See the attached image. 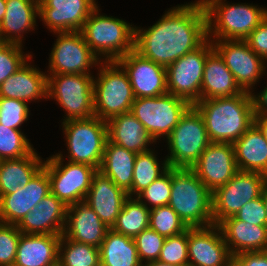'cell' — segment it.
Returning <instances> with one entry per match:
<instances>
[{"mask_svg": "<svg viewBox=\"0 0 267 266\" xmlns=\"http://www.w3.org/2000/svg\"><path fill=\"white\" fill-rule=\"evenodd\" d=\"M208 22L201 1L171 9L148 30L135 27L134 50L164 67L208 40Z\"/></svg>", "mask_w": 267, "mask_h": 266, "instance_id": "1", "label": "cell"}, {"mask_svg": "<svg viewBox=\"0 0 267 266\" xmlns=\"http://www.w3.org/2000/svg\"><path fill=\"white\" fill-rule=\"evenodd\" d=\"M194 106L204 119L211 142L233 144L254 124L252 93L249 92L200 100Z\"/></svg>", "mask_w": 267, "mask_h": 266, "instance_id": "2", "label": "cell"}, {"mask_svg": "<svg viewBox=\"0 0 267 266\" xmlns=\"http://www.w3.org/2000/svg\"><path fill=\"white\" fill-rule=\"evenodd\" d=\"M168 205L187 227L213 224L212 192L187 168H172V187Z\"/></svg>", "mask_w": 267, "mask_h": 266, "instance_id": "3", "label": "cell"}, {"mask_svg": "<svg viewBox=\"0 0 267 266\" xmlns=\"http://www.w3.org/2000/svg\"><path fill=\"white\" fill-rule=\"evenodd\" d=\"M97 12L98 7L89 15L81 30L92 52L96 56L100 53L106 55V61H117L133 51L135 28L124 20L99 16Z\"/></svg>", "mask_w": 267, "mask_h": 266, "instance_id": "4", "label": "cell"}, {"mask_svg": "<svg viewBox=\"0 0 267 266\" xmlns=\"http://www.w3.org/2000/svg\"><path fill=\"white\" fill-rule=\"evenodd\" d=\"M93 80L94 114L101 120L131 112L135 96L128 75L117 61H105ZM119 68H122L121 70Z\"/></svg>", "mask_w": 267, "mask_h": 266, "instance_id": "5", "label": "cell"}, {"mask_svg": "<svg viewBox=\"0 0 267 266\" xmlns=\"http://www.w3.org/2000/svg\"><path fill=\"white\" fill-rule=\"evenodd\" d=\"M202 2L207 16L208 35L213 32L214 37L219 38L217 40H245L267 16L266 9L253 5H229L222 3V0ZM213 17L216 18L214 24Z\"/></svg>", "mask_w": 267, "mask_h": 266, "instance_id": "6", "label": "cell"}, {"mask_svg": "<svg viewBox=\"0 0 267 266\" xmlns=\"http://www.w3.org/2000/svg\"><path fill=\"white\" fill-rule=\"evenodd\" d=\"M167 139L171 151L166 158L169 168L190 169L211 143L204 119L194 105L182 115Z\"/></svg>", "mask_w": 267, "mask_h": 266, "instance_id": "7", "label": "cell"}, {"mask_svg": "<svg viewBox=\"0 0 267 266\" xmlns=\"http://www.w3.org/2000/svg\"><path fill=\"white\" fill-rule=\"evenodd\" d=\"M69 149L68 162L86 164L100 169L108 139L107 124L97 116L63 122Z\"/></svg>", "mask_w": 267, "mask_h": 266, "instance_id": "8", "label": "cell"}, {"mask_svg": "<svg viewBox=\"0 0 267 266\" xmlns=\"http://www.w3.org/2000/svg\"><path fill=\"white\" fill-rule=\"evenodd\" d=\"M49 76H47V98H55L66 110L67 117L64 121L95 116L94 79L90 74L50 73Z\"/></svg>", "mask_w": 267, "mask_h": 266, "instance_id": "9", "label": "cell"}, {"mask_svg": "<svg viewBox=\"0 0 267 266\" xmlns=\"http://www.w3.org/2000/svg\"><path fill=\"white\" fill-rule=\"evenodd\" d=\"M62 160L61 154L55 155L43 167L48 173L51 193L68 207L85 200L98 169L73 162L63 166Z\"/></svg>", "mask_w": 267, "mask_h": 266, "instance_id": "10", "label": "cell"}, {"mask_svg": "<svg viewBox=\"0 0 267 266\" xmlns=\"http://www.w3.org/2000/svg\"><path fill=\"white\" fill-rule=\"evenodd\" d=\"M207 40L196 50L185 54L166 67L167 91L195 105L201 100V86L207 55L214 49ZM211 43V44H210Z\"/></svg>", "mask_w": 267, "mask_h": 266, "instance_id": "11", "label": "cell"}, {"mask_svg": "<svg viewBox=\"0 0 267 266\" xmlns=\"http://www.w3.org/2000/svg\"><path fill=\"white\" fill-rule=\"evenodd\" d=\"M191 105L173 94L158 97L135 98L131 113L142 123L154 140L168 137ZM158 138V139H157Z\"/></svg>", "mask_w": 267, "mask_h": 266, "instance_id": "12", "label": "cell"}, {"mask_svg": "<svg viewBox=\"0 0 267 266\" xmlns=\"http://www.w3.org/2000/svg\"><path fill=\"white\" fill-rule=\"evenodd\" d=\"M267 176L260 172L238 171L212 193L213 224L234 216L247 202L262 195Z\"/></svg>", "mask_w": 267, "mask_h": 266, "instance_id": "13", "label": "cell"}, {"mask_svg": "<svg viewBox=\"0 0 267 266\" xmlns=\"http://www.w3.org/2000/svg\"><path fill=\"white\" fill-rule=\"evenodd\" d=\"M50 56L52 74H89L88 68L99 60L81 31L59 32Z\"/></svg>", "mask_w": 267, "mask_h": 266, "instance_id": "14", "label": "cell"}, {"mask_svg": "<svg viewBox=\"0 0 267 266\" xmlns=\"http://www.w3.org/2000/svg\"><path fill=\"white\" fill-rule=\"evenodd\" d=\"M212 44L233 74L237 85L242 91L251 93L249 89L265 69V60L256 55L245 40H218Z\"/></svg>", "mask_w": 267, "mask_h": 266, "instance_id": "15", "label": "cell"}, {"mask_svg": "<svg viewBox=\"0 0 267 266\" xmlns=\"http://www.w3.org/2000/svg\"><path fill=\"white\" fill-rule=\"evenodd\" d=\"M190 169L213 193L239 171L233 144L211 142Z\"/></svg>", "mask_w": 267, "mask_h": 266, "instance_id": "16", "label": "cell"}, {"mask_svg": "<svg viewBox=\"0 0 267 266\" xmlns=\"http://www.w3.org/2000/svg\"><path fill=\"white\" fill-rule=\"evenodd\" d=\"M128 75L135 98L158 97L168 93L166 67L130 51L117 60Z\"/></svg>", "mask_w": 267, "mask_h": 266, "instance_id": "17", "label": "cell"}, {"mask_svg": "<svg viewBox=\"0 0 267 266\" xmlns=\"http://www.w3.org/2000/svg\"><path fill=\"white\" fill-rule=\"evenodd\" d=\"M188 258L189 266H231V254L218 225L188 227Z\"/></svg>", "mask_w": 267, "mask_h": 266, "instance_id": "18", "label": "cell"}, {"mask_svg": "<svg viewBox=\"0 0 267 266\" xmlns=\"http://www.w3.org/2000/svg\"><path fill=\"white\" fill-rule=\"evenodd\" d=\"M49 193L50 180L47 171L42 167L24 187L0 196V222L17 225Z\"/></svg>", "mask_w": 267, "mask_h": 266, "instance_id": "19", "label": "cell"}, {"mask_svg": "<svg viewBox=\"0 0 267 266\" xmlns=\"http://www.w3.org/2000/svg\"><path fill=\"white\" fill-rule=\"evenodd\" d=\"M96 7L94 0H42L38 15L55 33L81 31Z\"/></svg>", "mask_w": 267, "mask_h": 266, "instance_id": "20", "label": "cell"}, {"mask_svg": "<svg viewBox=\"0 0 267 266\" xmlns=\"http://www.w3.org/2000/svg\"><path fill=\"white\" fill-rule=\"evenodd\" d=\"M128 193L118 187L108 176L97 170L84 200L100 217V220L112 228L123 208Z\"/></svg>", "mask_w": 267, "mask_h": 266, "instance_id": "21", "label": "cell"}, {"mask_svg": "<svg viewBox=\"0 0 267 266\" xmlns=\"http://www.w3.org/2000/svg\"><path fill=\"white\" fill-rule=\"evenodd\" d=\"M66 210L67 206L49 193L16 226L23 234L62 235L66 224Z\"/></svg>", "mask_w": 267, "mask_h": 266, "instance_id": "22", "label": "cell"}, {"mask_svg": "<svg viewBox=\"0 0 267 266\" xmlns=\"http://www.w3.org/2000/svg\"><path fill=\"white\" fill-rule=\"evenodd\" d=\"M109 229L86 202L67 207L64 237L99 248Z\"/></svg>", "mask_w": 267, "mask_h": 266, "instance_id": "23", "label": "cell"}, {"mask_svg": "<svg viewBox=\"0 0 267 266\" xmlns=\"http://www.w3.org/2000/svg\"><path fill=\"white\" fill-rule=\"evenodd\" d=\"M218 226L231 256L242 252L267 251V226L249 224L235 216L225 218Z\"/></svg>", "mask_w": 267, "mask_h": 266, "instance_id": "24", "label": "cell"}, {"mask_svg": "<svg viewBox=\"0 0 267 266\" xmlns=\"http://www.w3.org/2000/svg\"><path fill=\"white\" fill-rule=\"evenodd\" d=\"M61 235L21 233L14 266H48L58 260Z\"/></svg>", "mask_w": 267, "mask_h": 266, "instance_id": "25", "label": "cell"}, {"mask_svg": "<svg viewBox=\"0 0 267 266\" xmlns=\"http://www.w3.org/2000/svg\"><path fill=\"white\" fill-rule=\"evenodd\" d=\"M106 124L108 140L136 154L149 151L147 144L155 141L131 112L116 115Z\"/></svg>", "mask_w": 267, "mask_h": 266, "instance_id": "26", "label": "cell"}, {"mask_svg": "<svg viewBox=\"0 0 267 266\" xmlns=\"http://www.w3.org/2000/svg\"><path fill=\"white\" fill-rule=\"evenodd\" d=\"M242 92L222 57L213 49L204 65L201 100L230 97Z\"/></svg>", "mask_w": 267, "mask_h": 266, "instance_id": "27", "label": "cell"}, {"mask_svg": "<svg viewBox=\"0 0 267 266\" xmlns=\"http://www.w3.org/2000/svg\"><path fill=\"white\" fill-rule=\"evenodd\" d=\"M47 76L25 62L0 85V97L25 102L41 97L47 98Z\"/></svg>", "mask_w": 267, "mask_h": 266, "instance_id": "28", "label": "cell"}, {"mask_svg": "<svg viewBox=\"0 0 267 266\" xmlns=\"http://www.w3.org/2000/svg\"><path fill=\"white\" fill-rule=\"evenodd\" d=\"M233 146L239 171L260 172L267 176V141L255 124Z\"/></svg>", "mask_w": 267, "mask_h": 266, "instance_id": "29", "label": "cell"}, {"mask_svg": "<svg viewBox=\"0 0 267 266\" xmlns=\"http://www.w3.org/2000/svg\"><path fill=\"white\" fill-rule=\"evenodd\" d=\"M36 14H39V3L35 0H6V13L0 22L2 40L21 45V32L33 29Z\"/></svg>", "mask_w": 267, "mask_h": 266, "instance_id": "30", "label": "cell"}, {"mask_svg": "<svg viewBox=\"0 0 267 266\" xmlns=\"http://www.w3.org/2000/svg\"><path fill=\"white\" fill-rule=\"evenodd\" d=\"M136 155L107 139L99 171L108 176L118 187L128 192L132 188Z\"/></svg>", "mask_w": 267, "mask_h": 266, "instance_id": "31", "label": "cell"}, {"mask_svg": "<svg viewBox=\"0 0 267 266\" xmlns=\"http://www.w3.org/2000/svg\"><path fill=\"white\" fill-rule=\"evenodd\" d=\"M43 164L35 151L26 157L0 160V196L24 187Z\"/></svg>", "mask_w": 267, "mask_h": 266, "instance_id": "32", "label": "cell"}, {"mask_svg": "<svg viewBox=\"0 0 267 266\" xmlns=\"http://www.w3.org/2000/svg\"><path fill=\"white\" fill-rule=\"evenodd\" d=\"M100 266H142L134 238L109 229L99 247Z\"/></svg>", "mask_w": 267, "mask_h": 266, "instance_id": "33", "label": "cell"}, {"mask_svg": "<svg viewBox=\"0 0 267 266\" xmlns=\"http://www.w3.org/2000/svg\"><path fill=\"white\" fill-rule=\"evenodd\" d=\"M150 208L142 199L128 197L123 204L112 230L125 236L135 238L149 228Z\"/></svg>", "mask_w": 267, "mask_h": 266, "instance_id": "34", "label": "cell"}, {"mask_svg": "<svg viewBox=\"0 0 267 266\" xmlns=\"http://www.w3.org/2000/svg\"><path fill=\"white\" fill-rule=\"evenodd\" d=\"M160 169L157 158L153 151L138 153L134 163V172L132 179V188L127 192L129 197L133 194H139L147 188L152 182L158 179L169 168L167 161L163 163ZM161 170V173H160Z\"/></svg>", "mask_w": 267, "mask_h": 266, "instance_id": "35", "label": "cell"}, {"mask_svg": "<svg viewBox=\"0 0 267 266\" xmlns=\"http://www.w3.org/2000/svg\"><path fill=\"white\" fill-rule=\"evenodd\" d=\"M58 260L63 266H100L99 248L61 235Z\"/></svg>", "mask_w": 267, "mask_h": 266, "instance_id": "36", "label": "cell"}, {"mask_svg": "<svg viewBox=\"0 0 267 266\" xmlns=\"http://www.w3.org/2000/svg\"><path fill=\"white\" fill-rule=\"evenodd\" d=\"M149 228L165 238L179 235L188 229L169 205L150 208Z\"/></svg>", "mask_w": 267, "mask_h": 266, "instance_id": "37", "label": "cell"}, {"mask_svg": "<svg viewBox=\"0 0 267 266\" xmlns=\"http://www.w3.org/2000/svg\"><path fill=\"white\" fill-rule=\"evenodd\" d=\"M33 151L34 148L19 129L0 124V160L26 157Z\"/></svg>", "mask_w": 267, "mask_h": 266, "instance_id": "38", "label": "cell"}, {"mask_svg": "<svg viewBox=\"0 0 267 266\" xmlns=\"http://www.w3.org/2000/svg\"><path fill=\"white\" fill-rule=\"evenodd\" d=\"M158 261L176 266H189L188 229L165 239Z\"/></svg>", "mask_w": 267, "mask_h": 266, "instance_id": "39", "label": "cell"}, {"mask_svg": "<svg viewBox=\"0 0 267 266\" xmlns=\"http://www.w3.org/2000/svg\"><path fill=\"white\" fill-rule=\"evenodd\" d=\"M31 55L24 57L21 45L0 42V85L14 74Z\"/></svg>", "mask_w": 267, "mask_h": 266, "instance_id": "40", "label": "cell"}, {"mask_svg": "<svg viewBox=\"0 0 267 266\" xmlns=\"http://www.w3.org/2000/svg\"><path fill=\"white\" fill-rule=\"evenodd\" d=\"M29 108L23 100L0 97V124L18 129L28 119Z\"/></svg>", "mask_w": 267, "mask_h": 266, "instance_id": "41", "label": "cell"}, {"mask_svg": "<svg viewBox=\"0 0 267 266\" xmlns=\"http://www.w3.org/2000/svg\"><path fill=\"white\" fill-rule=\"evenodd\" d=\"M172 187V168H168L162 176L152 182L138 194V199L144 197L153 206L151 208L168 205Z\"/></svg>", "mask_w": 267, "mask_h": 266, "instance_id": "42", "label": "cell"}, {"mask_svg": "<svg viewBox=\"0 0 267 266\" xmlns=\"http://www.w3.org/2000/svg\"><path fill=\"white\" fill-rule=\"evenodd\" d=\"M165 239V237L159 235L155 230L150 228L138 234L134 238V241L141 263L144 259L146 263L157 261Z\"/></svg>", "mask_w": 267, "mask_h": 266, "instance_id": "43", "label": "cell"}, {"mask_svg": "<svg viewBox=\"0 0 267 266\" xmlns=\"http://www.w3.org/2000/svg\"><path fill=\"white\" fill-rule=\"evenodd\" d=\"M20 236L16 225L0 222V266H14Z\"/></svg>", "mask_w": 267, "mask_h": 266, "instance_id": "44", "label": "cell"}, {"mask_svg": "<svg viewBox=\"0 0 267 266\" xmlns=\"http://www.w3.org/2000/svg\"><path fill=\"white\" fill-rule=\"evenodd\" d=\"M238 220L253 225L267 226L266 208L263 196L247 202L234 215Z\"/></svg>", "mask_w": 267, "mask_h": 266, "instance_id": "45", "label": "cell"}, {"mask_svg": "<svg viewBox=\"0 0 267 266\" xmlns=\"http://www.w3.org/2000/svg\"><path fill=\"white\" fill-rule=\"evenodd\" d=\"M252 51L264 60L267 59V16L245 39Z\"/></svg>", "mask_w": 267, "mask_h": 266, "instance_id": "46", "label": "cell"}, {"mask_svg": "<svg viewBox=\"0 0 267 266\" xmlns=\"http://www.w3.org/2000/svg\"><path fill=\"white\" fill-rule=\"evenodd\" d=\"M231 266H267V251L242 252L233 255Z\"/></svg>", "mask_w": 267, "mask_h": 266, "instance_id": "47", "label": "cell"}, {"mask_svg": "<svg viewBox=\"0 0 267 266\" xmlns=\"http://www.w3.org/2000/svg\"><path fill=\"white\" fill-rule=\"evenodd\" d=\"M260 94L257 97L252 94L254 115L267 116V87Z\"/></svg>", "mask_w": 267, "mask_h": 266, "instance_id": "48", "label": "cell"}, {"mask_svg": "<svg viewBox=\"0 0 267 266\" xmlns=\"http://www.w3.org/2000/svg\"><path fill=\"white\" fill-rule=\"evenodd\" d=\"M254 124L259 128L267 141V116H255Z\"/></svg>", "mask_w": 267, "mask_h": 266, "instance_id": "49", "label": "cell"}, {"mask_svg": "<svg viewBox=\"0 0 267 266\" xmlns=\"http://www.w3.org/2000/svg\"><path fill=\"white\" fill-rule=\"evenodd\" d=\"M6 13V0H0V22Z\"/></svg>", "mask_w": 267, "mask_h": 266, "instance_id": "50", "label": "cell"}, {"mask_svg": "<svg viewBox=\"0 0 267 266\" xmlns=\"http://www.w3.org/2000/svg\"><path fill=\"white\" fill-rule=\"evenodd\" d=\"M142 266H176V265H170V264L163 263L157 260V261L149 262L147 264L145 263V265L143 264Z\"/></svg>", "mask_w": 267, "mask_h": 266, "instance_id": "51", "label": "cell"}, {"mask_svg": "<svg viewBox=\"0 0 267 266\" xmlns=\"http://www.w3.org/2000/svg\"><path fill=\"white\" fill-rule=\"evenodd\" d=\"M262 196L264 199V204H265V208H266V216H267V184L263 188Z\"/></svg>", "mask_w": 267, "mask_h": 266, "instance_id": "52", "label": "cell"}, {"mask_svg": "<svg viewBox=\"0 0 267 266\" xmlns=\"http://www.w3.org/2000/svg\"><path fill=\"white\" fill-rule=\"evenodd\" d=\"M48 266H63V265L61 264V262L59 260H57L56 262H54Z\"/></svg>", "mask_w": 267, "mask_h": 266, "instance_id": "53", "label": "cell"}, {"mask_svg": "<svg viewBox=\"0 0 267 266\" xmlns=\"http://www.w3.org/2000/svg\"><path fill=\"white\" fill-rule=\"evenodd\" d=\"M3 40H2V36H1V33H0V42H2Z\"/></svg>", "mask_w": 267, "mask_h": 266, "instance_id": "54", "label": "cell"}]
</instances>
